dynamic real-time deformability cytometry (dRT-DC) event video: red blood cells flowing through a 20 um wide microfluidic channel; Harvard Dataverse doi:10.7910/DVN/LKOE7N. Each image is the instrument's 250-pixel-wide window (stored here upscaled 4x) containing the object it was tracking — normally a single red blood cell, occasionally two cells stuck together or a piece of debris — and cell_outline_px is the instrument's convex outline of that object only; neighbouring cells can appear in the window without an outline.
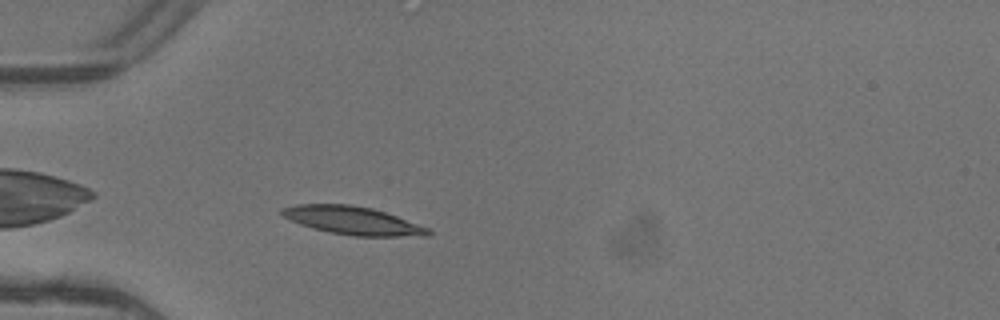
{"species": "common noctule bat (a hibernating species)", "species_latin": "Nyctalus noctula", "temperature_condition": "warm", "stored_images_in_passage": 4, "camera_frame_rate_fps": 3000, "um_per_image_px": 0.085, "animal": {"sex": "female"}, "frame": {"image": 1, "passage_image": 4, "time_ms": 1.0, "image_size_px": [1000, 320], "cell_outline_px": [[432, 236], [352, 236], [328, 232], [312, 228], [300, 224], [284, 216], [280, 212], [280, 208], [296, 204], [348, 204], [372, 208], [396, 216], [428, 228], [432, 232]], "centroid_in_image_um": [29.97, 18.75], "position_along_channel_um": 55.0, "area_um2": 23.87}}